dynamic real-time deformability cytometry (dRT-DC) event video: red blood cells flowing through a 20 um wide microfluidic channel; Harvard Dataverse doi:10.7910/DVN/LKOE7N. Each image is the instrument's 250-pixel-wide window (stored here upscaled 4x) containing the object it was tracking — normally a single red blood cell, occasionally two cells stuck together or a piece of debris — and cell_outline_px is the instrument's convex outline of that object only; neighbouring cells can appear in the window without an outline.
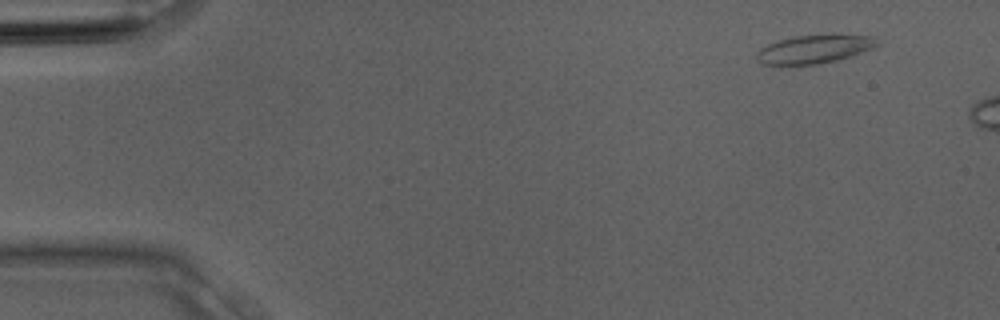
{"species": "Egyptian fruit bat (a non-hibernating species)", "species_latin": "Rousettus aegyptiacus", "temperature_condition": "room temperature", "stored_images_in_passage": 2, "camera_frame_rate_fps": 3000, "um_per_image_px": 0.085, "animal": {"sex": "male"}, "frame": {"image": 1, "passage_image": 2, "time_ms": 0.333, "image_size_px": [1000, 320], "cell_outline_px": [[876, 44], [872, 48], [852, 56], [836, 60], [816, 64], [780, 68], [764, 64], [756, 60], [756, 52], [760, 48], [768, 44], [780, 40], [796, 36], [832, 32], [836, 32], [872, 36]], "centroid_in_image_um": [69.14, 4.18], "position_along_channel_um": 15.9, "area_um2": 20.98}}